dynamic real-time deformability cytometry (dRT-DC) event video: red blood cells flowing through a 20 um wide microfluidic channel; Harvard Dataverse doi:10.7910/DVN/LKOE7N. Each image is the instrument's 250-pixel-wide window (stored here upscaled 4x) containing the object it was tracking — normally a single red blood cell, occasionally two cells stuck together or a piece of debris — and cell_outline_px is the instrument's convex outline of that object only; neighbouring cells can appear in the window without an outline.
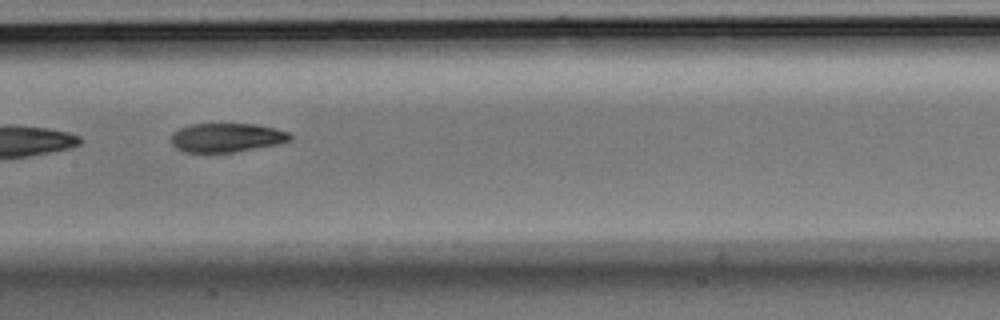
{"species": "Egyptian fruit bat (a non-hibernating species)", "species_latin": "Rousettus aegyptiacus", "temperature_condition": "room temperature", "stored_images_in_passage": 7, "camera_frame_rate_fps": 3000, "um_per_image_px": 0.085, "animal": {"sex": "male"}, "frame": {"image": 1, "passage_image": 6, "time_ms": 1.667, "image_size_px": [1000, 320], "cell_outline_px": [[292, 140], [276, 144], [232, 152], [184, 152], [176, 148], [172, 144], [172, 132], [180, 128], [192, 124], [252, 124], [276, 128], [288, 132], [292, 136]], "centroid_in_image_um": [19.25, 11.69], "position_along_channel_um": 188.1, "area_um2": 19.88}}